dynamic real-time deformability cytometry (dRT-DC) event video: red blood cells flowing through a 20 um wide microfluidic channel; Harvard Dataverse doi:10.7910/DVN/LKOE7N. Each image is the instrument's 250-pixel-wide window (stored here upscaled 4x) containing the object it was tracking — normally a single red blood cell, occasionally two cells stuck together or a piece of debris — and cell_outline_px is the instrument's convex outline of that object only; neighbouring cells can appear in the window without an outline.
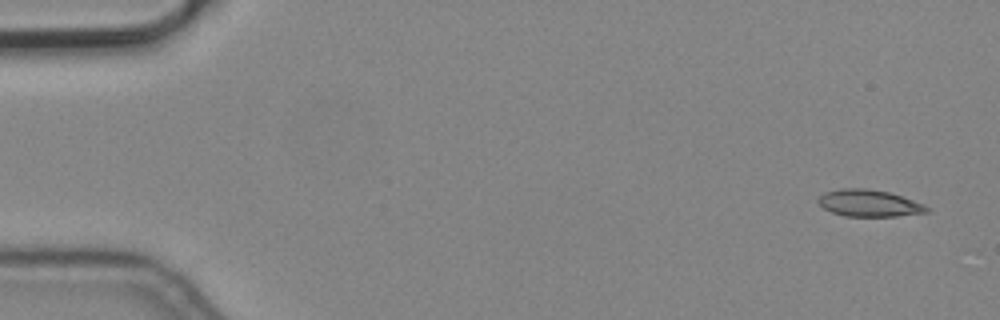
{"species": "common noctule bat (a hibernating species)", "species_latin": "Nyctalus noctula", "temperature_condition": "cold", "stored_images_in_passage": 8, "camera_frame_rate_fps": 3000, "um_per_image_px": 0.085, "animal": {"sex": "male", "body_mass_g": 19.2, "forearm_length_mm": 51.8}, "frame": {"image": 1, "passage_image": 1, "time_ms": 0.0, "image_size_px": [1000, 320], "cell_outline_px": [[932, 212], [896, 216], [844, 216], [832, 212], [824, 208], [816, 200], [824, 192], [840, 188], [868, 188], [888, 192], [924, 204], [932, 208]], "centroid_in_image_um": [73.9, 17.27], "position_along_channel_um": 11.1, "area_um2": 17.11}}